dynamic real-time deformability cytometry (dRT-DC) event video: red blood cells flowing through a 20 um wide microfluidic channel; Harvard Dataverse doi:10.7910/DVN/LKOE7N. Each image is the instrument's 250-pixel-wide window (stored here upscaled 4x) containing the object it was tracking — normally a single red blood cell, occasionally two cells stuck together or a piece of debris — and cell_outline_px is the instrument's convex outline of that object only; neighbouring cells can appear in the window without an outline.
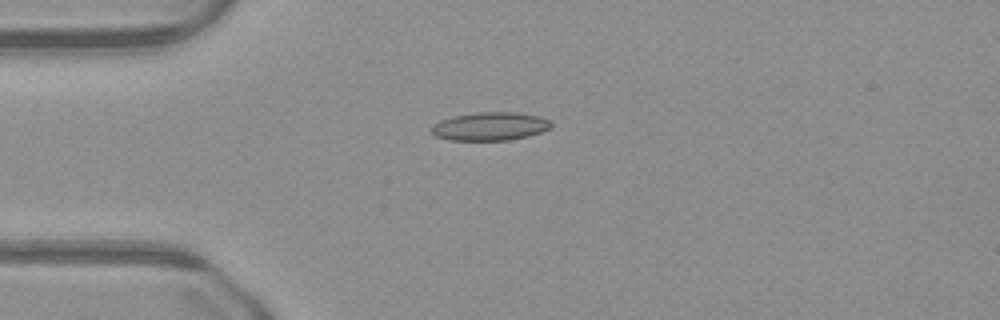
{"species": "common noctule bat (a hibernating species)", "species_latin": "Nyctalus noctula", "temperature_condition": "warm", "stored_images_in_passage": 38, "camera_frame_rate_fps": 3000, "um_per_image_px": 0.085, "animal": {"sex": "male", "body_mass_g": 23.1, "forearm_length_mm": 52.7}, "frame": {"image": 1, "passage_image": 1, "time_ms": 0.0, "image_size_px": [1000, 320], "cell_outline_px": [[552, 128], [528, 136], [508, 140], [448, 140], [436, 136], [432, 132], [432, 128], [440, 120], [456, 116], [480, 112], [516, 112], [540, 116], [548, 120], [552, 124]], "centroid_in_image_um": [41.7, 10.74], "position_along_channel_um": 43.3, "area_um2": 19.54}}
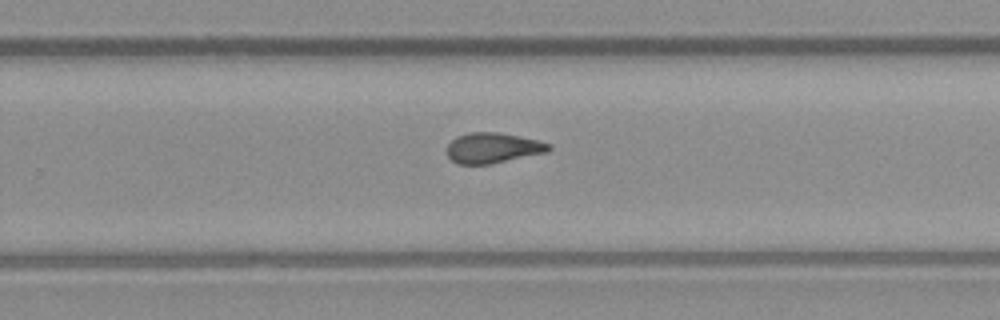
{"frame": {"image": 2, "passage_image": 20, "time_ms": 6.333, "image_size_px": [1000, 320], "cell_outline_px": [[552, 148], [548, 152], [492, 164], [460, 164], [452, 160], [448, 156], [448, 144], [456, 136], [468, 132], [496, 132], [536, 140], [552, 144]], "centroid_in_image_um": [41.91, 12.58], "position_along_channel_um": 287.9, "area_um2": 17.98}}
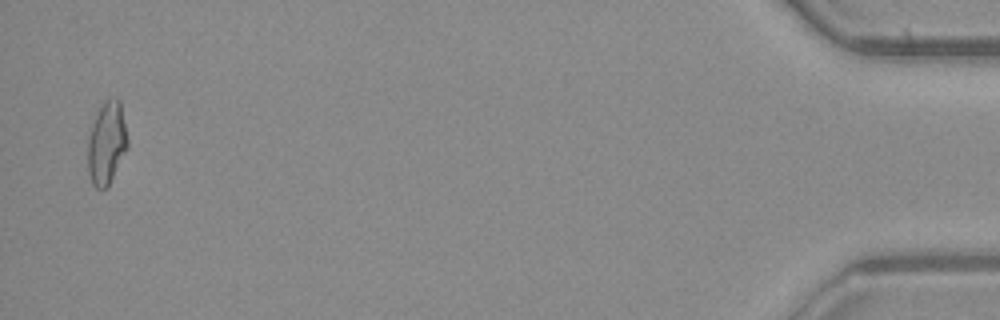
{"frame": {"image": 3, "passage_image": 37, "time_ms": 12.0, "image_size_px": [1000, 320], "cell_outline_px": [[128, 148], [108, 188], [96, 188], [92, 184], [88, 172], [88, 140], [96, 112], [104, 100], [108, 96], [120, 100], [128, 140]], "centroid_in_image_um": [9.08, 12.16], "position_along_channel_um": 426.1, "area_um2": 19.42}}